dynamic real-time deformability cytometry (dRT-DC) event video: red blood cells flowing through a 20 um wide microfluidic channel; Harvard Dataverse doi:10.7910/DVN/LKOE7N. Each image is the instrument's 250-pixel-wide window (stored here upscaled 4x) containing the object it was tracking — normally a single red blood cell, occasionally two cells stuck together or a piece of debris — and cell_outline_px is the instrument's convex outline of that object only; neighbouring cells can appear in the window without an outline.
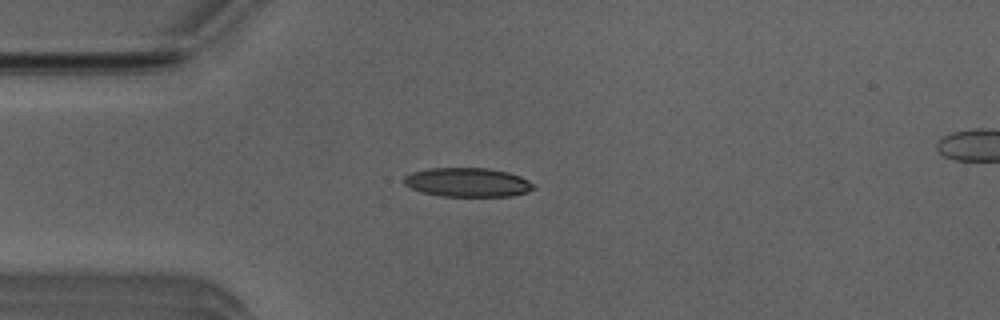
{"species": "Egyptian fruit bat (a non-hibernating species)", "species_latin": "Rousettus aegyptiacus", "temperature_condition": "room temperature", "stored_images_in_passage": 50, "camera_frame_rate_fps": 3000, "um_per_image_px": 0.085, "animal": {"sex": "male"}, "frame": {"image": 1, "passage_image": 12, "time_ms": 3.667, "image_size_px": [1000, 320], "cell_outline_px": [[536, 188], [528, 192], [512, 196], [440, 196], [420, 192], [404, 184], [404, 176], [412, 172], [428, 168], [488, 168], [508, 172], [520, 176], [536, 184]], "centroid_in_image_um": [39.77, 15.5], "position_along_channel_um": 45.2, "area_um2": 22.14}}
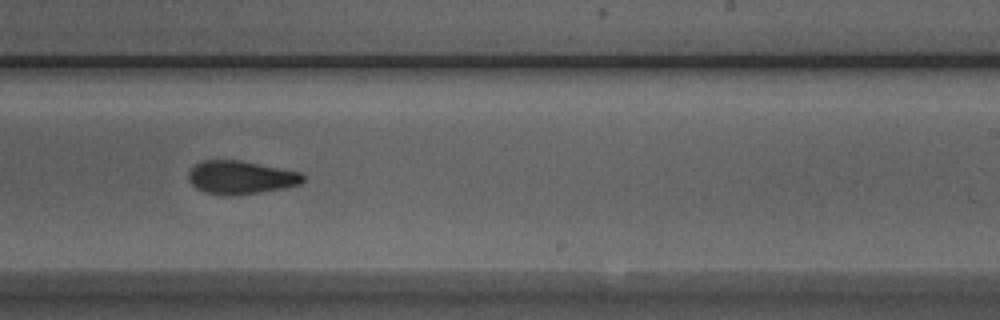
{"frame": {"image": 2, "passage_image": 30, "time_ms": 9.667, "image_size_px": [1000, 320], "cell_outline_px": [[304, 180], [300, 184], [284, 188], [256, 192], [204, 192], [196, 188], [188, 180], [188, 172], [200, 160], [240, 160], [300, 172], [304, 176]], "centroid_in_image_um": [20.46, 15.02], "position_along_channel_um": 268.5, "area_um2": 21.33}}
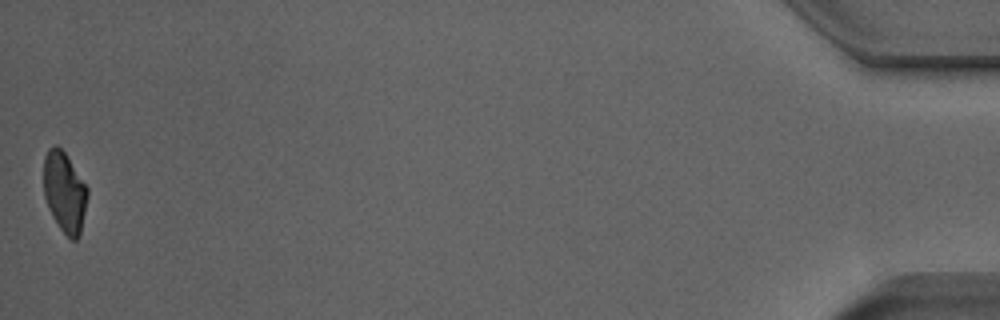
{"frame": {"image": 3, "passage_image": 50, "time_ms": 16.333, "image_size_px": [1000, 320], "cell_outline_px": [[88, 196], [80, 236], [76, 240], [72, 240], [60, 228], [52, 216], [44, 196], [44, 156], [48, 148], [56, 144], [64, 152], [88, 188]], "centroid_in_image_um": [5.49, 16.33], "position_along_channel_um": 429.7, "area_um2": 20.46}, "authors_computed_cell_mechanics": {"area_um2": 22.1374, "velocity_mm_per_s": 3.9739, "shape_relaxation_time_tau1_ms": 7.3418, "shape_relaxation_time_tau2_ms": 2.5614, "deformation_change_tau1": 0.1994, "deformation_change_tau2": 0.0868}}